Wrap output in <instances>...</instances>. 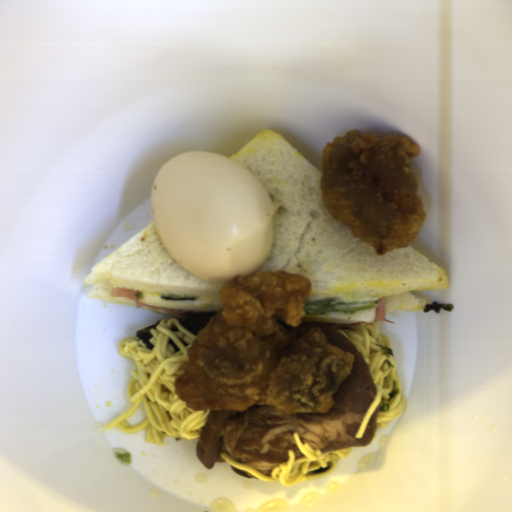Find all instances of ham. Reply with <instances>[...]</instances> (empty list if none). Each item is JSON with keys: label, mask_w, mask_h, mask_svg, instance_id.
Returning a JSON list of instances; mask_svg holds the SVG:
<instances>
[{"label": "ham", "mask_w": 512, "mask_h": 512, "mask_svg": "<svg viewBox=\"0 0 512 512\" xmlns=\"http://www.w3.org/2000/svg\"><path fill=\"white\" fill-rule=\"evenodd\" d=\"M138 294H139V289L113 287L110 290L109 297L132 299L135 302L136 309H145V310L157 312V313L168 315V316L175 317V318H182L185 313H191L194 315L199 314V312H196L194 310L149 306V305L144 304L143 302H141L138 299Z\"/></svg>", "instance_id": "obj_1"}, {"label": "ham", "mask_w": 512, "mask_h": 512, "mask_svg": "<svg viewBox=\"0 0 512 512\" xmlns=\"http://www.w3.org/2000/svg\"><path fill=\"white\" fill-rule=\"evenodd\" d=\"M386 315H387L386 314V300H385V298H383V299H380L378 302L373 323L378 324L379 322L383 321L385 323H393L394 324L395 321H391V320L387 319Z\"/></svg>", "instance_id": "obj_2"}]
</instances>
